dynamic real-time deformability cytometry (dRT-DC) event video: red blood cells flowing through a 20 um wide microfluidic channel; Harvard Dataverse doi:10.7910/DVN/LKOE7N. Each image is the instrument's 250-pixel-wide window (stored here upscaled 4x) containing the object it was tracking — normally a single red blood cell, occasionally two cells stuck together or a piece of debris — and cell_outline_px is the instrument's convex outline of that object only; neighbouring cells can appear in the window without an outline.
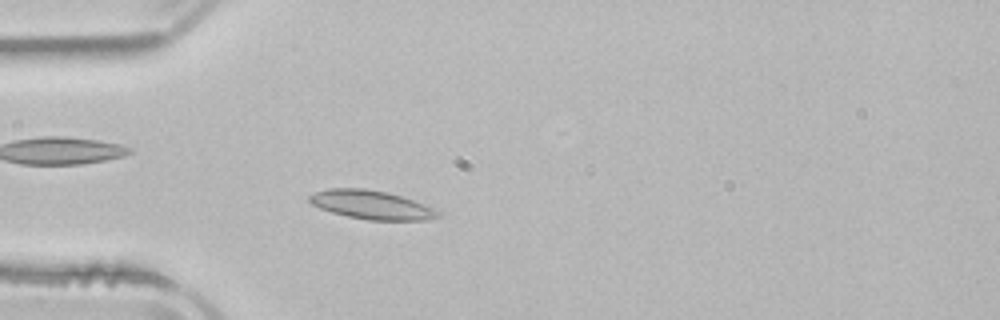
{"species": "common noctule bat (a hibernating species)", "species_latin": "Nyctalus noctula", "temperature_condition": "room temperature", "stored_images_in_passage": 2, "camera_frame_rate_fps": 3000, "um_per_image_px": 0.085, "animal": {"sex": "male", "body_mass_g": 21.5, "forearm_length_mm": 52.0}, "frame": {"image": 1, "passage_image": 2, "time_ms": 1.333, "image_size_px": [1000, 320], "cell_outline_px": [[440, 216], [428, 220], [368, 220], [348, 216], [332, 212], [320, 208], [312, 204], [308, 200], [308, 196], [316, 192], [328, 188], [364, 188], [388, 192], [412, 200], [432, 208], [440, 212]], "centroid_in_image_um": [31.55, 17.41], "position_along_channel_um": 53.5, "area_um2": 21.33}}